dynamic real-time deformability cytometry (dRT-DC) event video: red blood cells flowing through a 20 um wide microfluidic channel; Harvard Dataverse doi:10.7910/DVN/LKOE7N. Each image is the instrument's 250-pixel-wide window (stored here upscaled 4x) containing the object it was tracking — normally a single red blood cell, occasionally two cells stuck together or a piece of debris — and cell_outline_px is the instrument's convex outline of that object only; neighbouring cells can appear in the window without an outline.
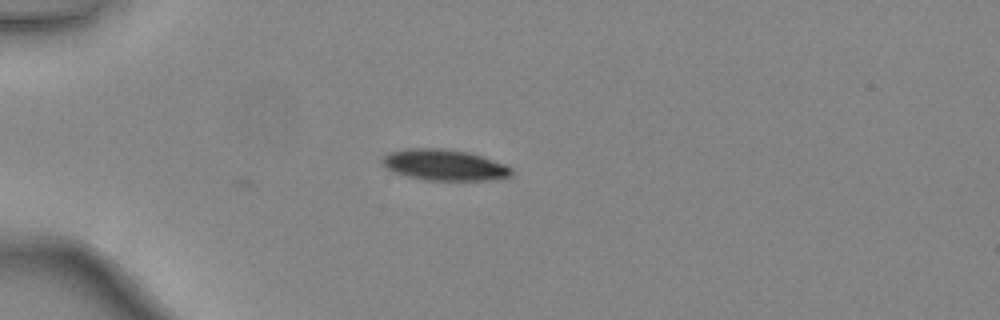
{"species": "common noctule bat (a hibernating species)", "species_latin": "Nyctalus noctula", "temperature_condition": "warm", "stored_images_in_passage": 14, "camera_frame_rate_fps": 3000, "um_per_image_px": 0.085, "animal": {"sex": "female", "body_mass_g": 24.6, "forearm_length_mm": 56.2}, "frame": {"image": 1, "passage_image": 14, "time_ms": 4.333, "image_size_px": [1000, 320], "cell_outline_px": [[512, 176], [488, 180], [424, 180], [392, 172], [380, 160], [388, 152], [408, 148], [444, 148], [468, 152], [504, 164], [512, 168]], "centroid_in_image_um": [37.74, 14.02], "position_along_channel_um": 47.3, "area_um2": 23.29}}